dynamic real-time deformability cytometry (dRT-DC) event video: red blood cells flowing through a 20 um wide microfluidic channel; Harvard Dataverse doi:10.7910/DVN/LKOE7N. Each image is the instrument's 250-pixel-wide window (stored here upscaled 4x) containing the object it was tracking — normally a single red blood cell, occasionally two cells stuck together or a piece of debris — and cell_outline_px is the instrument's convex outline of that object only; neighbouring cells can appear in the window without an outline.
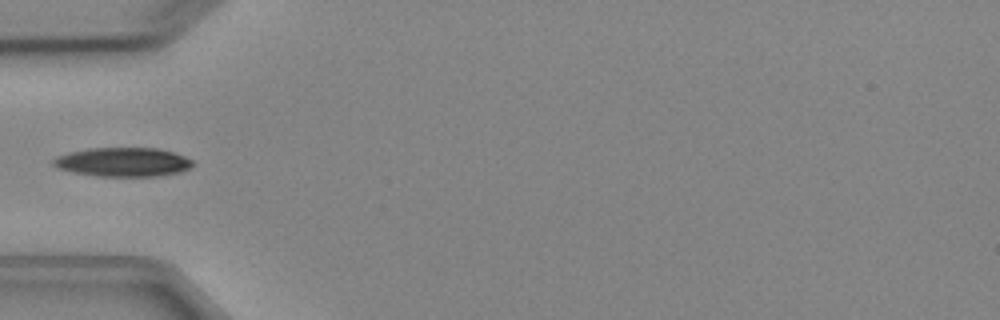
{"species": "Egyptian fruit bat (a non-hibernating species)", "species_latin": "Rousettus aegyptiacus", "temperature_condition": "cold", "stored_images_in_passage": 2, "camera_frame_rate_fps": 3000, "um_per_image_px": 0.085, "animal": {"sex": "female"}, "frame": {"image": 1, "passage_image": 1, "time_ms": 0.0, "image_size_px": [1000, 320], "cell_outline_px": [[196, 164], [180, 172], [156, 176], [96, 176], [72, 172], [60, 168], [52, 164], [52, 160], [56, 156], [68, 152], [88, 148], [160, 148], [176, 152], [192, 160]], "centroid_in_image_um": [10.47, 13.76], "position_along_channel_um": 74.5, "area_um2": 23.76}}